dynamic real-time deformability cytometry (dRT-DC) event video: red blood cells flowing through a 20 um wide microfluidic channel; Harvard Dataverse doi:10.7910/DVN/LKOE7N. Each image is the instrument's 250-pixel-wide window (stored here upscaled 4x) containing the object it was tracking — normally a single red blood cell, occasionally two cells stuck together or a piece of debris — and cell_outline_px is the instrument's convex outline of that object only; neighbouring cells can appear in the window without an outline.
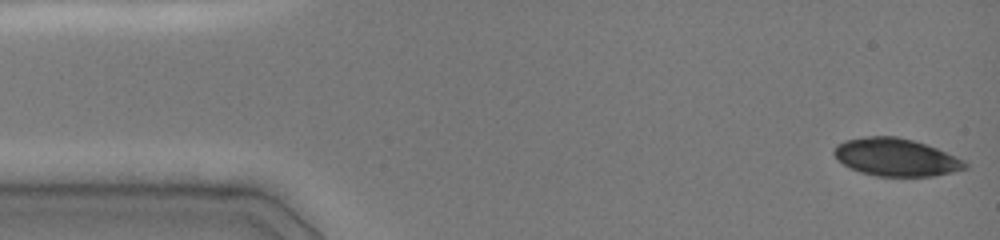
{"species": "common noctule bat (a hibernating species)", "species_latin": "Nyctalus noctula", "temperature_condition": "cold", "stored_images_in_passage": 46, "camera_frame_rate_fps": 3000, "um_per_image_px": 0.085, "animal": {"sex": "female", "body_mass_g": 19.0, "forearm_length_mm": 51.5}, "frame": {"image": 1, "passage_image": 1, "time_ms": 0.0, "image_size_px": [1000, 240], "cell_outline_px": [[968, 168], [952, 172], [932, 176], [876, 176], [860, 172], [848, 168], [832, 152], [836, 144], [844, 140], [868, 136], [896, 136], [912, 140], [936, 148], [956, 156], [964, 160], [968, 164]], "centroid_in_image_um": [76.14, 13.37], "position_along_channel_um": 8.9, "area_um2": 28.73}}